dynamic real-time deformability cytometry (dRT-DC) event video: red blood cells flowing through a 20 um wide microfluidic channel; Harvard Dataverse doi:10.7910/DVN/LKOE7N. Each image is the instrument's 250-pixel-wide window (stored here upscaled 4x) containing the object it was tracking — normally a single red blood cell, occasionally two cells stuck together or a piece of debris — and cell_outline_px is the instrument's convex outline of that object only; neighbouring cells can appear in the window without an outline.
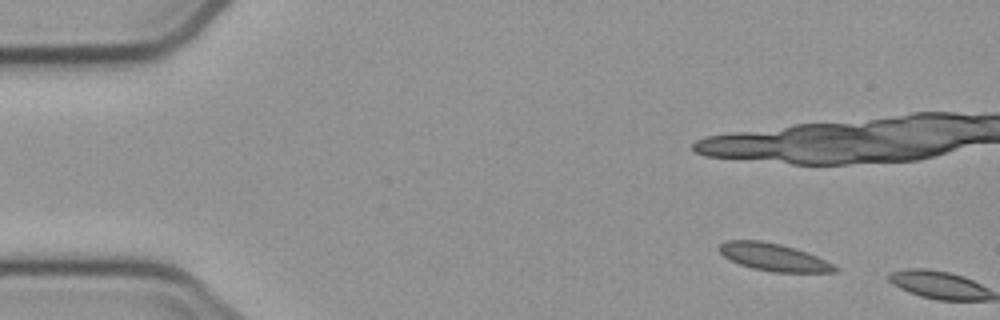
{"species": "common noctule bat (a hibernating species)", "species_latin": "Nyctalus noctula", "temperature_condition": "cold", "stored_images_in_passage": 2, "camera_frame_rate_fps": 3000, "um_per_image_px": 0.085, "animal": {"sex": "male", "body_mass_g": 23.1, "forearm_length_mm": 52.7}, "frame": {"image": 1, "passage_image": 1, "time_ms": 0.0, "image_size_px": [1000, 320], "cell_outline_px": [[840, 272], [772, 272], [752, 268], [740, 264], [724, 256], [716, 248], [724, 240], [760, 240], [780, 244], [816, 256], [840, 268]], "centroid_in_image_um": [65.73, 21.86], "position_along_channel_um": 19.3, "area_um2": 18.38}}